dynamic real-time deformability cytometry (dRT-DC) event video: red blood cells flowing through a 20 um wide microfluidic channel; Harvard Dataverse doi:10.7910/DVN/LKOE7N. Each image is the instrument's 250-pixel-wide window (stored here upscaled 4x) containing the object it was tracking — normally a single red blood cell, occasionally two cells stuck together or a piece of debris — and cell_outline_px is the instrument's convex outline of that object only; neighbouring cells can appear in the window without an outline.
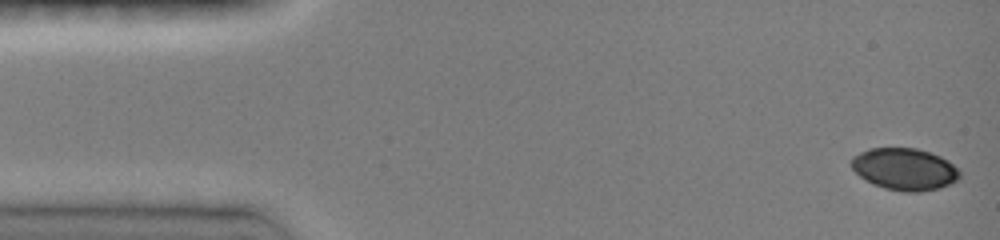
{"species": "common noctule bat (a hibernating species)", "species_latin": "Nyctalus noctula", "temperature_condition": "room temperature", "stored_images_in_passage": 47, "camera_frame_rate_fps": 3000, "um_per_image_px": 0.085, "animal": {"sex": "female", "body_mass_g": 19.0, "forearm_length_mm": 51.5}, "frame": {"image": 1, "passage_image": 1, "time_ms": 0.0, "image_size_px": [1000, 240], "cell_outline_px": [[960, 180], [940, 188], [920, 192], [904, 192], [884, 188], [872, 184], [860, 176], [852, 168], [852, 156], [868, 148], [916, 148], [940, 156], [948, 160], [960, 172]], "centroid_in_image_um": [76.9, 14.38], "position_along_channel_um": 8.1, "area_um2": 26.59}}
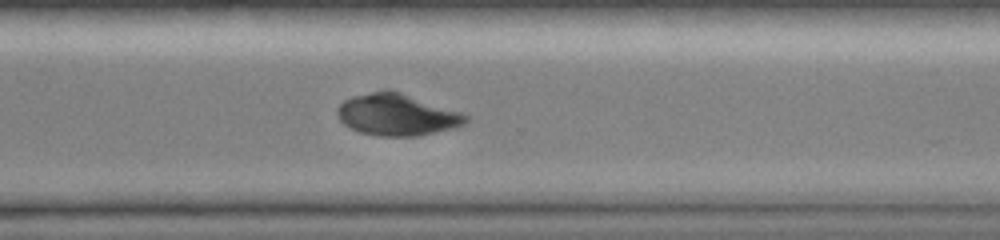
{"frame": {"image": 2, "passage_image": 35, "time_ms": 11.0, "image_size_px": [1000, 240], "cell_outline_px": [[472, 120], [456, 128], [420, 136], [380, 136], [360, 132], [344, 124], [340, 120], [336, 112], [340, 104], [344, 100], [352, 96], [384, 88], [392, 88], [472, 116]], "centroid_in_image_um": [33.8, 9.73], "position_along_channel_um": 336.8, "area_um2": 31.96}}
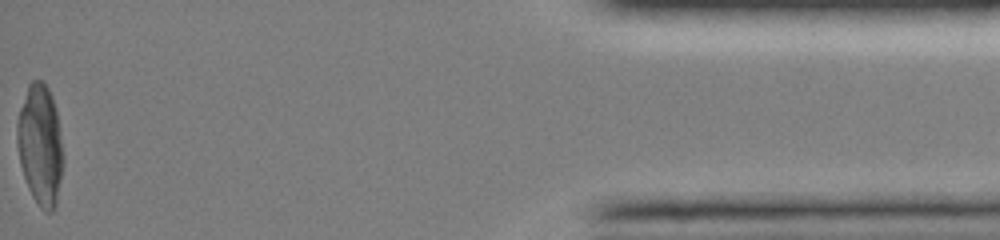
{"frame": {"image": 3, "passage_image": 47, "time_ms": 15.333, "image_size_px": [1000, 240], "cell_outline_px": [[64, 160], [56, 204], [52, 212], [44, 212], [40, 208], [32, 196], [28, 188], [20, 164], [16, 144], [16, 124], [20, 108], [28, 84], [32, 80], [44, 80], [52, 96], [56, 108]], "centroid_in_image_um": [3.41, 12.31], "position_along_channel_um": 431.8, "area_um2": 32.71}}